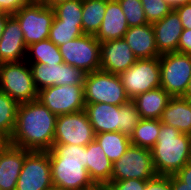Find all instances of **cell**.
I'll use <instances>...</instances> for the list:
<instances>
[{
    "instance_id": "cb8c5ba5",
    "label": "cell",
    "mask_w": 191,
    "mask_h": 190,
    "mask_svg": "<svg viewBox=\"0 0 191 190\" xmlns=\"http://www.w3.org/2000/svg\"><path fill=\"white\" fill-rule=\"evenodd\" d=\"M161 123L175 127L181 133L191 135V107L183 97H172L160 118Z\"/></svg>"
},
{
    "instance_id": "2e32d148",
    "label": "cell",
    "mask_w": 191,
    "mask_h": 190,
    "mask_svg": "<svg viewBox=\"0 0 191 190\" xmlns=\"http://www.w3.org/2000/svg\"><path fill=\"white\" fill-rule=\"evenodd\" d=\"M27 46L17 19L10 15L0 39V64L20 62L26 58Z\"/></svg>"
},
{
    "instance_id": "4dcf8cb0",
    "label": "cell",
    "mask_w": 191,
    "mask_h": 190,
    "mask_svg": "<svg viewBox=\"0 0 191 190\" xmlns=\"http://www.w3.org/2000/svg\"><path fill=\"white\" fill-rule=\"evenodd\" d=\"M53 9L61 23L82 24V0L66 1Z\"/></svg>"
},
{
    "instance_id": "484cf974",
    "label": "cell",
    "mask_w": 191,
    "mask_h": 190,
    "mask_svg": "<svg viewBox=\"0 0 191 190\" xmlns=\"http://www.w3.org/2000/svg\"><path fill=\"white\" fill-rule=\"evenodd\" d=\"M106 11V0H82V29L84 34L96 35Z\"/></svg>"
},
{
    "instance_id": "44dd1931",
    "label": "cell",
    "mask_w": 191,
    "mask_h": 190,
    "mask_svg": "<svg viewBox=\"0 0 191 190\" xmlns=\"http://www.w3.org/2000/svg\"><path fill=\"white\" fill-rule=\"evenodd\" d=\"M85 111L95 134L120 132L121 114L119 106L106 103L86 104Z\"/></svg>"
},
{
    "instance_id": "7402d4cb",
    "label": "cell",
    "mask_w": 191,
    "mask_h": 190,
    "mask_svg": "<svg viewBox=\"0 0 191 190\" xmlns=\"http://www.w3.org/2000/svg\"><path fill=\"white\" fill-rule=\"evenodd\" d=\"M86 162L93 183L98 188H105L111 181L113 163L95 139L86 146Z\"/></svg>"
},
{
    "instance_id": "f6af8a7d",
    "label": "cell",
    "mask_w": 191,
    "mask_h": 190,
    "mask_svg": "<svg viewBox=\"0 0 191 190\" xmlns=\"http://www.w3.org/2000/svg\"><path fill=\"white\" fill-rule=\"evenodd\" d=\"M66 1H70V0H44L43 3L51 8H54L55 6L64 3Z\"/></svg>"
},
{
    "instance_id": "603a6c76",
    "label": "cell",
    "mask_w": 191,
    "mask_h": 190,
    "mask_svg": "<svg viewBox=\"0 0 191 190\" xmlns=\"http://www.w3.org/2000/svg\"><path fill=\"white\" fill-rule=\"evenodd\" d=\"M172 97L162 88H155L132 99L137 106L141 119L160 120L164 109Z\"/></svg>"
},
{
    "instance_id": "30bf717a",
    "label": "cell",
    "mask_w": 191,
    "mask_h": 190,
    "mask_svg": "<svg viewBox=\"0 0 191 190\" xmlns=\"http://www.w3.org/2000/svg\"><path fill=\"white\" fill-rule=\"evenodd\" d=\"M100 44L95 35L83 34L62 44L59 49L64 63L87 74L100 70Z\"/></svg>"
},
{
    "instance_id": "9c48e42d",
    "label": "cell",
    "mask_w": 191,
    "mask_h": 190,
    "mask_svg": "<svg viewBox=\"0 0 191 190\" xmlns=\"http://www.w3.org/2000/svg\"><path fill=\"white\" fill-rule=\"evenodd\" d=\"M120 77L130 100L143 92L161 87L159 57L137 59Z\"/></svg>"
},
{
    "instance_id": "8fae6325",
    "label": "cell",
    "mask_w": 191,
    "mask_h": 190,
    "mask_svg": "<svg viewBox=\"0 0 191 190\" xmlns=\"http://www.w3.org/2000/svg\"><path fill=\"white\" fill-rule=\"evenodd\" d=\"M38 101L55 115L85 110L83 85L50 86L38 91Z\"/></svg>"
},
{
    "instance_id": "f907efd6",
    "label": "cell",
    "mask_w": 191,
    "mask_h": 190,
    "mask_svg": "<svg viewBox=\"0 0 191 190\" xmlns=\"http://www.w3.org/2000/svg\"><path fill=\"white\" fill-rule=\"evenodd\" d=\"M189 163H191V151H190V159H189Z\"/></svg>"
},
{
    "instance_id": "c3c4849f",
    "label": "cell",
    "mask_w": 191,
    "mask_h": 190,
    "mask_svg": "<svg viewBox=\"0 0 191 190\" xmlns=\"http://www.w3.org/2000/svg\"><path fill=\"white\" fill-rule=\"evenodd\" d=\"M186 98L189 101L190 107H191V97H183Z\"/></svg>"
},
{
    "instance_id": "5bb4252c",
    "label": "cell",
    "mask_w": 191,
    "mask_h": 190,
    "mask_svg": "<svg viewBox=\"0 0 191 190\" xmlns=\"http://www.w3.org/2000/svg\"><path fill=\"white\" fill-rule=\"evenodd\" d=\"M34 85L37 91L60 85H83L86 73L80 68L73 67L66 63L47 64L28 63Z\"/></svg>"
},
{
    "instance_id": "7a4b0ae2",
    "label": "cell",
    "mask_w": 191,
    "mask_h": 190,
    "mask_svg": "<svg viewBox=\"0 0 191 190\" xmlns=\"http://www.w3.org/2000/svg\"><path fill=\"white\" fill-rule=\"evenodd\" d=\"M54 187L60 190H97L86 162V146L53 144L48 151Z\"/></svg>"
},
{
    "instance_id": "52a82bcc",
    "label": "cell",
    "mask_w": 191,
    "mask_h": 190,
    "mask_svg": "<svg viewBox=\"0 0 191 190\" xmlns=\"http://www.w3.org/2000/svg\"><path fill=\"white\" fill-rule=\"evenodd\" d=\"M161 87L171 97H183L191 78V55L180 52L159 57Z\"/></svg>"
},
{
    "instance_id": "d590c367",
    "label": "cell",
    "mask_w": 191,
    "mask_h": 190,
    "mask_svg": "<svg viewBox=\"0 0 191 190\" xmlns=\"http://www.w3.org/2000/svg\"><path fill=\"white\" fill-rule=\"evenodd\" d=\"M145 190H171L170 175H156L147 180Z\"/></svg>"
},
{
    "instance_id": "4316f807",
    "label": "cell",
    "mask_w": 191,
    "mask_h": 190,
    "mask_svg": "<svg viewBox=\"0 0 191 190\" xmlns=\"http://www.w3.org/2000/svg\"><path fill=\"white\" fill-rule=\"evenodd\" d=\"M95 140L112 163L116 162L131 145L130 137L121 132L98 133L95 134Z\"/></svg>"
},
{
    "instance_id": "3957f363",
    "label": "cell",
    "mask_w": 191,
    "mask_h": 190,
    "mask_svg": "<svg viewBox=\"0 0 191 190\" xmlns=\"http://www.w3.org/2000/svg\"><path fill=\"white\" fill-rule=\"evenodd\" d=\"M157 175H174L189 162L191 135L161 123L156 144L150 149Z\"/></svg>"
},
{
    "instance_id": "277c9868",
    "label": "cell",
    "mask_w": 191,
    "mask_h": 190,
    "mask_svg": "<svg viewBox=\"0 0 191 190\" xmlns=\"http://www.w3.org/2000/svg\"><path fill=\"white\" fill-rule=\"evenodd\" d=\"M85 104L106 103L120 106L130 100L120 75L102 70L87 73L84 78Z\"/></svg>"
},
{
    "instance_id": "8d00e7d4",
    "label": "cell",
    "mask_w": 191,
    "mask_h": 190,
    "mask_svg": "<svg viewBox=\"0 0 191 190\" xmlns=\"http://www.w3.org/2000/svg\"><path fill=\"white\" fill-rule=\"evenodd\" d=\"M28 3L30 0H0V12L13 15Z\"/></svg>"
},
{
    "instance_id": "74e56055",
    "label": "cell",
    "mask_w": 191,
    "mask_h": 190,
    "mask_svg": "<svg viewBox=\"0 0 191 190\" xmlns=\"http://www.w3.org/2000/svg\"><path fill=\"white\" fill-rule=\"evenodd\" d=\"M174 10L179 15L183 29L191 30V3L179 6Z\"/></svg>"
},
{
    "instance_id": "1f68e13d",
    "label": "cell",
    "mask_w": 191,
    "mask_h": 190,
    "mask_svg": "<svg viewBox=\"0 0 191 190\" xmlns=\"http://www.w3.org/2000/svg\"><path fill=\"white\" fill-rule=\"evenodd\" d=\"M119 111L121 114L120 132L130 137L141 120L137 106L133 100H129L119 106Z\"/></svg>"
},
{
    "instance_id": "ffe728a7",
    "label": "cell",
    "mask_w": 191,
    "mask_h": 190,
    "mask_svg": "<svg viewBox=\"0 0 191 190\" xmlns=\"http://www.w3.org/2000/svg\"><path fill=\"white\" fill-rule=\"evenodd\" d=\"M129 26L118 0H106V11L95 38L101 43L124 38Z\"/></svg>"
},
{
    "instance_id": "7dc6e473",
    "label": "cell",
    "mask_w": 191,
    "mask_h": 190,
    "mask_svg": "<svg viewBox=\"0 0 191 190\" xmlns=\"http://www.w3.org/2000/svg\"><path fill=\"white\" fill-rule=\"evenodd\" d=\"M46 190H60L58 187H51V188H49V189H46Z\"/></svg>"
},
{
    "instance_id": "ba28073f",
    "label": "cell",
    "mask_w": 191,
    "mask_h": 190,
    "mask_svg": "<svg viewBox=\"0 0 191 190\" xmlns=\"http://www.w3.org/2000/svg\"><path fill=\"white\" fill-rule=\"evenodd\" d=\"M156 175L151 150L130 145L126 152L113 163L111 181L150 180Z\"/></svg>"
},
{
    "instance_id": "7c38bea8",
    "label": "cell",
    "mask_w": 191,
    "mask_h": 190,
    "mask_svg": "<svg viewBox=\"0 0 191 190\" xmlns=\"http://www.w3.org/2000/svg\"><path fill=\"white\" fill-rule=\"evenodd\" d=\"M95 133L85 110L58 115L53 144L87 146Z\"/></svg>"
},
{
    "instance_id": "f1b7e54d",
    "label": "cell",
    "mask_w": 191,
    "mask_h": 190,
    "mask_svg": "<svg viewBox=\"0 0 191 190\" xmlns=\"http://www.w3.org/2000/svg\"><path fill=\"white\" fill-rule=\"evenodd\" d=\"M19 103L0 91V132L9 139L13 134Z\"/></svg>"
},
{
    "instance_id": "d4e9b609",
    "label": "cell",
    "mask_w": 191,
    "mask_h": 190,
    "mask_svg": "<svg viewBox=\"0 0 191 190\" xmlns=\"http://www.w3.org/2000/svg\"><path fill=\"white\" fill-rule=\"evenodd\" d=\"M25 60L28 63H42L44 65L64 63L59 47L49 39L29 45Z\"/></svg>"
},
{
    "instance_id": "bcb514c9",
    "label": "cell",
    "mask_w": 191,
    "mask_h": 190,
    "mask_svg": "<svg viewBox=\"0 0 191 190\" xmlns=\"http://www.w3.org/2000/svg\"><path fill=\"white\" fill-rule=\"evenodd\" d=\"M183 97H191V78L188 82V86H187V89H186V93Z\"/></svg>"
},
{
    "instance_id": "ac0fdd59",
    "label": "cell",
    "mask_w": 191,
    "mask_h": 190,
    "mask_svg": "<svg viewBox=\"0 0 191 190\" xmlns=\"http://www.w3.org/2000/svg\"><path fill=\"white\" fill-rule=\"evenodd\" d=\"M30 150L9 144L0 153V190H16L25 156Z\"/></svg>"
},
{
    "instance_id": "7bdbcfd3",
    "label": "cell",
    "mask_w": 191,
    "mask_h": 190,
    "mask_svg": "<svg viewBox=\"0 0 191 190\" xmlns=\"http://www.w3.org/2000/svg\"><path fill=\"white\" fill-rule=\"evenodd\" d=\"M10 144V139L0 132V153Z\"/></svg>"
},
{
    "instance_id": "ab89813d",
    "label": "cell",
    "mask_w": 191,
    "mask_h": 190,
    "mask_svg": "<svg viewBox=\"0 0 191 190\" xmlns=\"http://www.w3.org/2000/svg\"><path fill=\"white\" fill-rule=\"evenodd\" d=\"M176 175L186 183V186L191 187V163L184 165Z\"/></svg>"
},
{
    "instance_id": "e575fe53",
    "label": "cell",
    "mask_w": 191,
    "mask_h": 190,
    "mask_svg": "<svg viewBox=\"0 0 191 190\" xmlns=\"http://www.w3.org/2000/svg\"><path fill=\"white\" fill-rule=\"evenodd\" d=\"M147 180L125 179L122 181H110L106 190H145Z\"/></svg>"
},
{
    "instance_id": "f35d334b",
    "label": "cell",
    "mask_w": 191,
    "mask_h": 190,
    "mask_svg": "<svg viewBox=\"0 0 191 190\" xmlns=\"http://www.w3.org/2000/svg\"><path fill=\"white\" fill-rule=\"evenodd\" d=\"M178 52L191 55V30L183 29L178 44Z\"/></svg>"
},
{
    "instance_id": "836d02e7",
    "label": "cell",
    "mask_w": 191,
    "mask_h": 190,
    "mask_svg": "<svg viewBox=\"0 0 191 190\" xmlns=\"http://www.w3.org/2000/svg\"><path fill=\"white\" fill-rule=\"evenodd\" d=\"M147 22L153 24L164 18L172 8L165 0H141Z\"/></svg>"
},
{
    "instance_id": "b9f144b4",
    "label": "cell",
    "mask_w": 191,
    "mask_h": 190,
    "mask_svg": "<svg viewBox=\"0 0 191 190\" xmlns=\"http://www.w3.org/2000/svg\"><path fill=\"white\" fill-rule=\"evenodd\" d=\"M172 9L191 3V0H165Z\"/></svg>"
},
{
    "instance_id": "d6986e66",
    "label": "cell",
    "mask_w": 191,
    "mask_h": 190,
    "mask_svg": "<svg viewBox=\"0 0 191 190\" xmlns=\"http://www.w3.org/2000/svg\"><path fill=\"white\" fill-rule=\"evenodd\" d=\"M137 59L160 57L152 24L129 27L123 38Z\"/></svg>"
},
{
    "instance_id": "4fadbf2b",
    "label": "cell",
    "mask_w": 191,
    "mask_h": 190,
    "mask_svg": "<svg viewBox=\"0 0 191 190\" xmlns=\"http://www.w3.org/2000/svg\"><path fill=\"white\" fill-rule=\"evenodd\" d=\"M53 187L48 151H30L23 163L16 190H46Z\"/></svg>"
},
{
    "instance_id": "6da1fadb",
    "label": "cell",
    "mask_w": 191,
    "mask_h": 190,
    "mask_svg": "<svg viewBox=\"0 0 191 190\" xmlns=\"http://www.w3.org/2000/svg\"><path fill=\"white\" fill-rule=\"evenodd\" d=\"M57 115L40 101L19 103L10 144L30 151H49L53 147Z\"/></svg>"
},
{
    "instance_id": "83f0119b",
    "label": "cell",
    "mask_w": 191,
    "mask_h": 190,
    "mask_svg": "<svg viewBox=\"0 0 191 190\" xmlns=\"http://www.w3.org/2000/svg\"><path fill=\"white\" fill-rule=\"evenodd\" d=\"M160 120L141 119L130 136L131 145L151 149L157 142Z\"/></svg>"
},
{
    "instance_id": "e0dca14e",
    "label": "cell",
    "mask_w": 191,
    "mask_h": 190,
    "mask_svg": "<svg viewBox=\"0 0 191 190\" xmlns=\"http://www.w3.org/2000/svg\"><path fill=\"white\" fill-rule=\"evenodd\" d=\"M156 47L162 55L178 52V44L183 26L177 12L172 9L164 18L152 24Z\"/></svg>"
},
{
    "instance_id": "9a60e30c",
    "label": "cell",
    "mask_w": 191,
    "mask_h": 190,
    "mask_svg": "<svg viewBox=\"0 0 191 190\" xmlns=\"http://www.w3.org/2000/svg\"><path fill=\"white\" fill-rule=\"evenodd\" d=\"M100 70L120 75L137 60L127 42L122 39L100 44Z\"/></svg>"
},
{
    "instance_id": "f546056e",
    "label": "cell",
    "mask_w": 191,
    "mask_h": 190,
    "mask_svg": "<svg viewBox=\"0 0 191 190\" xmlns=\"http://www.w3.org/2000/svg\"><path fill=\"white\" fill-rule=\"evenodd\" d=\"M83 34L82 24L61 23L54 17L48 39L59 47Z\"/></svg>"
},
{
    "instance_id": "681fc988",
    "label": "cell",
    "mask_w": 191,
    "mask_h": 190,
    "mask_svg": "<svg viewBox=\"0 0 191 190\" xmlns=\"http://www.w3.org/2000/svg\"><path fill=\"white\" fill-rule=\"evenodd\" d=\"M44 0H30V2H43Z\"/></svg>"
},
{
    "instance_id": "60d3db41",
    "label": "cell",
    "mask_w": 191,
    "mask_h": 190,
    "mask_svg": "<svg viewBox=\"0 0 191 190\" xmlns=\"http://www.w3.org/2000/svg\"><path fill=\"white\" fill-rule=\"evenodd\" d=\"M171 190H191L176 174L170 175Z\"/></svg>"
},
{
    "instance_id": "d6a6232c",
    "label": "cell",
    "mask_w": 191,
    "mask_h": 190,
    "mask_svg": "<svg viewBox=\"0 0 191 190\" xmlns=\"http://www.w3.org/2000/svg\"><path fill=\"white\" fill-rule=\"evenodd\" d=\"M118 2L129 27L142 26L148 23L141 0H118Z\"/></svg>"
},
{
    "instance_id": "816d5d0a",
    "label": "cell",
    "mask_w": 191,
    "mask_h": 190,
    "mask_svg": "<svg viewBox=\"0 0 191 190\" xmlns=\"http://www.w3.org/2000/svg\"><path fill=\"white\" fill-rule=\"evenodd\" d=\"M97 190H106L105 188H98Z\"/></svg>"
},
{
    "instance_id": "8992f818",
    "label": "cell",
    "mask_w": 191,
    "mask_h": 190,
    "mask_svg": "<svg viewBox=\"0 0 191 190\" xmlns=\"http://www.w3.org/2000/svg\"><path fill=\"white\" fill-rule=\"evenodd\" d=\"M21 26L25 45L48 39L55 17L54 9L43 2H30L13 14Z\"/></svg>"
},
{
    "instance_id": "ee69618b",
    "label": "cell",
    "mask_w": 191,
    "mask_h": 190,
    "mask_svg": "<svg viewBox=\"0 0 191 190\" xmlns=\"http://www.w3.org/2000/svg\"><path fill=\"white\" fill-rule=\"evenodd\" d=\"M9 16H10V14L0 12V39H1V36L3 34V31H4L6 20Z\"/></svg>"
},
{
    "instance_id": "5b68a950",
    "label": "cell",
    "mask_w": 191,
    "mask_h": 190,
    "mask_svg": "<svg viewBox=\"0 0 191 190\" xmlns=\"http://www.w3.org/2000/svg\"><path fill=\"white\" fill-rule=\"evenodd\" d=\"M0 91L18 103L38 99V91L26 60L0 64Z\"/></svg>"
}]
</instances>
